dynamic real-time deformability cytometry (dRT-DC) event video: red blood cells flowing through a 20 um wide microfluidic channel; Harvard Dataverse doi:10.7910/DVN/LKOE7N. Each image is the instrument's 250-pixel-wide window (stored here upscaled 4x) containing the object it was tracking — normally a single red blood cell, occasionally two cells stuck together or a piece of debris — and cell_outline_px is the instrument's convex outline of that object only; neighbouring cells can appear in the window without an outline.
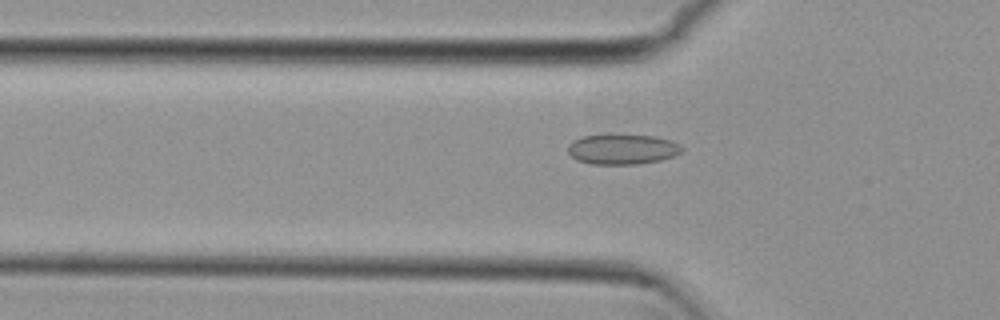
{"species": "common noctule bat (a hibernating species)", "species_latin": "Nyctalus noctula", "temperature_condition": "cold", "stored_images_in_passage": 49, "camera_frame_rate_fps": 3000, "um_per_image_px": 0.085, "animal": {"sex": "female", "body_mass_g": 29.2, "forearm_length_mm": 56.3}, "frame": {"image": 1, "passage_image": 18, "time_ms": 5.667, "image_size_px": [1000, 320], "cell_outline_px": [[684, 148], [680, 152], [672, 156], [660, 160], [640, 164], [592, 164], [576, 160], [568, 152], [568, 144], [572, 140], [584, 136], [656, 136], [672, 140], [680, 144]], "centroid_in_image_um": [52.91, 12.7], "position_along_channel_um": 72.9, "area_um2": 19.77}}
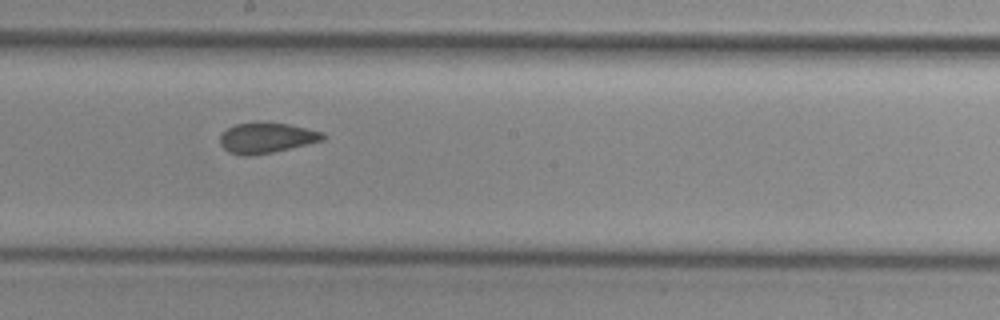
{"frame": {"image": 2, "passage_image": 30, "time_ms": 9.667, "image_size_px": [1000, 320], "cell_outline_px": [[324, 140], [272, 152], [248, 156], [244, 156], [228, 152], [220, 144], [220, 136], [228, 128], [236, 124], [252, 120], [288, 124], [324, 132]], "centroid_in_image_um": [22.62, 11.69], "position_along_channel_um": 225.6, "area_um2": 18.38}}
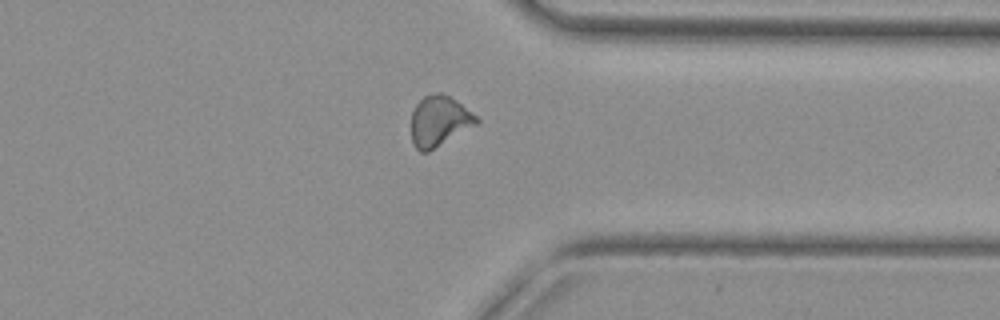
{"frame": {"image": 3, "passage_image": 42, "time_ms": 13.667, "image_size_px": [1000, 320], "cell_outline_px": [[480, 120], [476, 124], [428, 152], [420, 152], [416, 148], [412, 140], [412, 112], [416, 104], [424, 96], [436, 92], [440, 92], [456, 100], [472, 112]], "centroid_in_image_um": [37.32, 10.28], "position_along_channel_um": 374.1, "area_um2": 18.9}, "authors_computed_cell_mechanics": {"area_um2": 19.1318, "velocity_mm_per_s": 3.8092, "shape_relaxation_time_tau1_ms": null, "shape_relaxation_time_tau2_ms": 1.3421, "deformation_change_tau1": null, "deformation_change_tau2": 0.0583}}